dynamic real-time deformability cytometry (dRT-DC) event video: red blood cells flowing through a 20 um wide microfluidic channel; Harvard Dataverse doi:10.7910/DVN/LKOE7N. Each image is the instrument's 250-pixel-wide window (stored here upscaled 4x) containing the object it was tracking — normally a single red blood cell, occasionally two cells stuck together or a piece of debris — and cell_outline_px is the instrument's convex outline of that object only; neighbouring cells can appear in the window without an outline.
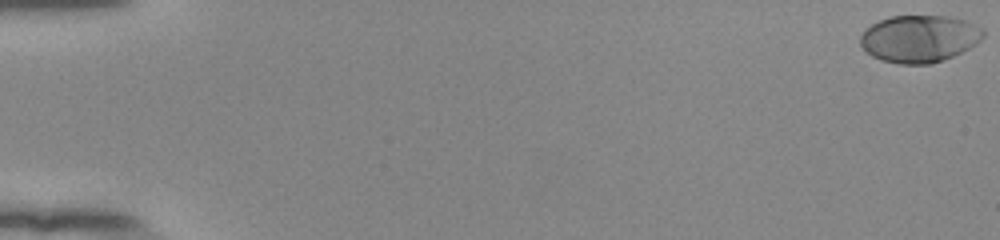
{"species": "human", "species_latin": "Homo sapiens", "temperature_condition": "room temperature", "stored_images_in_passage": 55, "camera_frame_rate_fps": 3000, "um_per_image_px": 0.085, "donor": {"sex": "female"}, "frame": {"image": 1, "passage_image": 1, "time_ms": 0.0, "image_size_px": [1000, 240], "cell_outline_px": [[984, 36], [976, 44], [952, 56], [932, 64], [900, 64], [880, 60], [872, 56], [860, 44], [860, 36], [864, 28], [880, 20], [892, 16], [948, 16], [968, 20], [984, 28]], "centroid_in_image_um": [78.16, 3.28], "position_along_channel_um": 6.8, "area_um2": 33.99}}
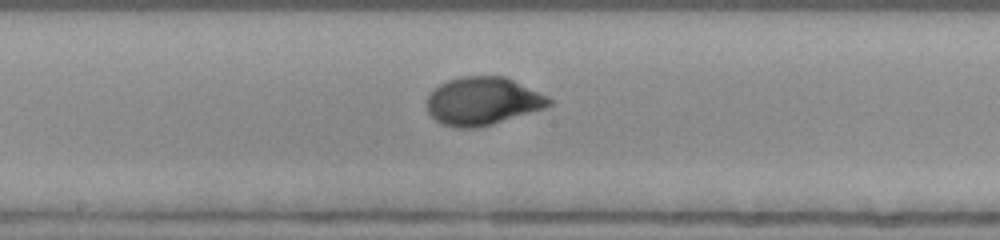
{"frame": {"image": 2, "passage_image": 31, "time_ms": 10.0, "image_size_px": [1000, 240], "cell_outline_px": [[552, 104], [544, 108], [492, 124], [476, 128], [456, 128], [440, 124], [428, 112], [428, 96], [440, 84], [448, 80], [460, 76], [504, 76], [548, 96], [552, 100]], "centroid_in_image_um": [41.02, 8.6], "position_along_channel_um": 207.2, "area_um2": 33.93}}
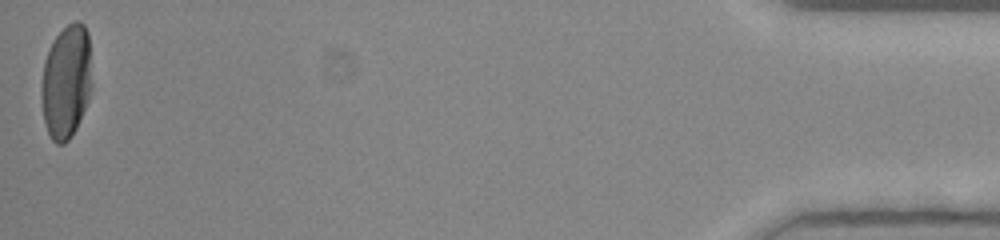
{"frame": {"image": 3, "passage_image": 55, "time_ms": 18.0, "image_size_px": [1000, 240], "cell_outline_px": [[92, 88], [88, 100], [76, 128], [68, 140], [64, 144], [56, 144], [52, 140], [48, 132], [44, 120], [40, 96], [40, 92], [44, 60], [56, 36], [68, 24], [76, 20], [80, 20], [84, 24], [88, 32], [92, 84]], "centroid_in_image_um": [5.63, 6.94], "position_along_channel_um": 429.6, "area_um2": 33.64}, "authors_computed_cell_mechanics": {"area_um2": 33.4084, "velocity_mm_per_s": 3.8589, "shape_relaxation_time_tau1_ms": 3.3228, "shape_relaxation_time_tau2_ms": null, "deformation_change_tau1": 0.184, "deformation_change_tau2": null}}